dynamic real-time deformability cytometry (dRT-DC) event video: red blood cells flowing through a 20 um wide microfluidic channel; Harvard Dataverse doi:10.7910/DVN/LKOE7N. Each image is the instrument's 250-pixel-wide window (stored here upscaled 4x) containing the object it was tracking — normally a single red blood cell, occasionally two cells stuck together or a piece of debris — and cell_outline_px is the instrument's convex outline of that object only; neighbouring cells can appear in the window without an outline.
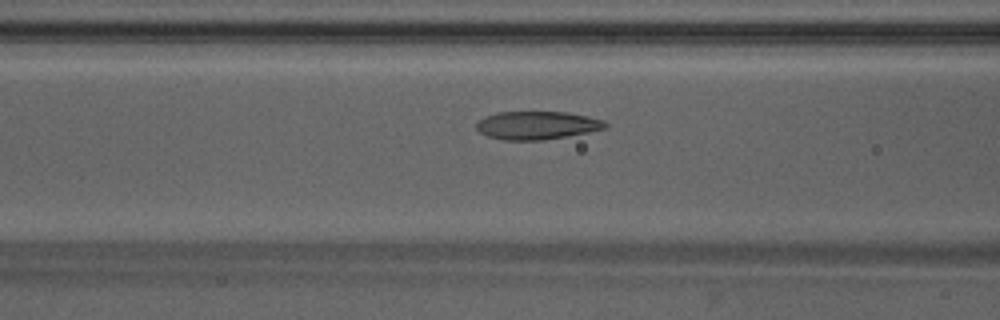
{"species": "Egyptian fruit bat (a non-hibernating species)", "species_latin": "Rousettus aegyptiacus", "temperature_condition": "warm", "stored_images_in_passage": 47, "camera_frame_rate_fps": 3000, "um_per_image_px": 0.085, "animal": {"sex": "male"}, "frame": {"image": 1, "passage_image": 18, "time_ms": 5.667, "image_size_px": [1000, 320], "cell_outline_px": [[608, 124], [604, 128], [588, 132], [568, 136], [544, 140], [504, 140], [488, 136], [480, 132], [476, 128], [476, 124], [484, 116], [500, 112], [568, 112], [588, 116], [604, 120]], "centroid_in_image_um": [45.65, 10.65], "position_along_channel_um": 120.9, "area_um2": 21.1}}
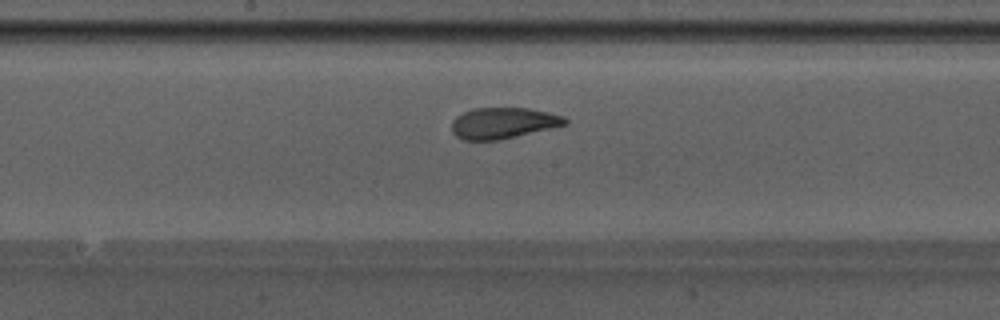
{"frame": {"image": 2, "passage_image": 24, "time_ms": 7.667, "image_size_px": [1000, 320], "cell_outline_px": [[568, 124], [552, 128], [500, 140], [464, 140], [456, 136], [452, 132], [452, 120], [456, 116], [472, 108], [528, 108], [548, 112], [564, 116], [568, 120]], "centroid_in_image_um": [42.77, 10.46], "position_along_channel_um": 205.4, "area_um2": 20.63}}
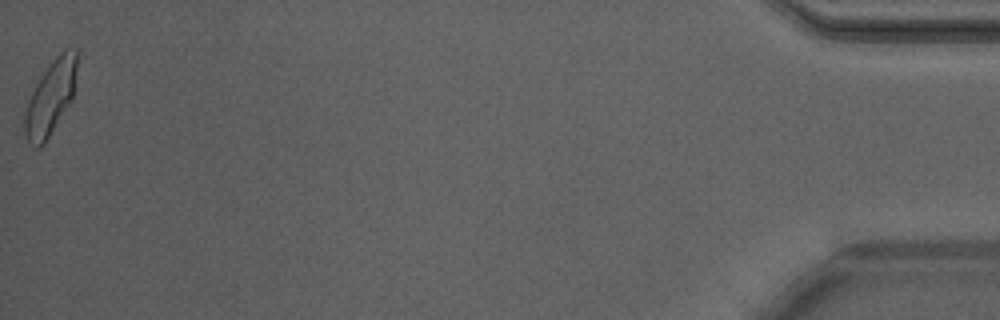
{"frame": {"image": 3, "passage_image": 47, "time_ms": 15.333, "image_size_px": [1000, 320], "cell_outline_px": [[76, 68], [72, 100], [44, 144], [40, 148], [36, 148], [28, 144], [24, 132], [24, 116], [28, 100], [40, 76], [48, 64], [64, 48], [76, 48]], "centroid_in_image_um": [4.27, 8.31], "position_along_channel_um": 430.9, "area_um2": 22.6}, "authors_computed_cell_mechanics": {"area_um2": 21.8484, "velocity_mm_per_s": 4.2337, "shape_relaxation_time_tau1_ms": 4.0226, "shape_relaxation_time_tau2_ms": 0.982, "deformation_change_tau1": 0.1612, "deformation_change_tau2": 0.0589}}